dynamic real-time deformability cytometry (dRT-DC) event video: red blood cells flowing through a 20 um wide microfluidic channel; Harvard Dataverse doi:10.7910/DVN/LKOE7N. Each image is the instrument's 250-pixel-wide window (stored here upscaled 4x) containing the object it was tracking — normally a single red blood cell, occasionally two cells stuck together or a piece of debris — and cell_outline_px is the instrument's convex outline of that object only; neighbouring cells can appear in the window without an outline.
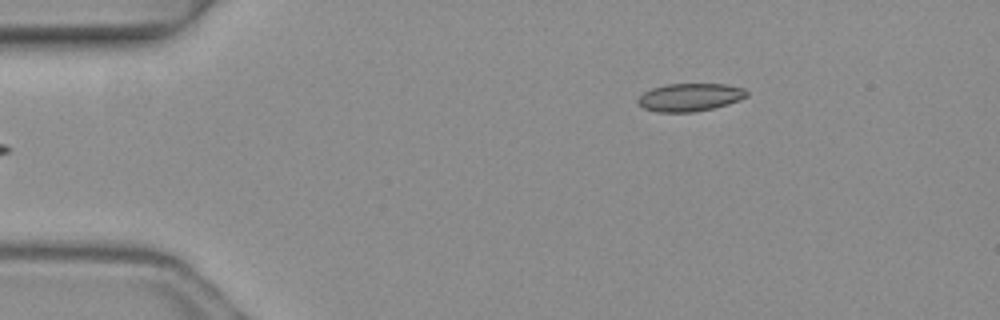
{"species": "common noctule bat (a hibernating species)", "species_latin": "Nyctalus noctula", "temperature_condition": "warm", "stored_images_in_passage": 4, "camera_frame_rate_fps": 3000, "um_per_image_px": 0.085, "animal": {"sex": "female", "body_mass_g": 19.3, "forearm_length_mm": 54.1}, "frame": {"image": 1, "passage_image": 4, "time_ms": 1.0, "image_size_px": [1000, 320], "cell_outline_px": [[748, 96], [740, 100], [728, 104], [712, 108], [692, 112], [656, 112], [644, 108], [636, 100], [644, 92], [652, 88], [668, 84], [724, 84], [744, 88], [748, 92]], "centroid_in_image_um": [58.66, 8.26], "position_along_channel_um": 26.3, "area_um2": 17.63}}